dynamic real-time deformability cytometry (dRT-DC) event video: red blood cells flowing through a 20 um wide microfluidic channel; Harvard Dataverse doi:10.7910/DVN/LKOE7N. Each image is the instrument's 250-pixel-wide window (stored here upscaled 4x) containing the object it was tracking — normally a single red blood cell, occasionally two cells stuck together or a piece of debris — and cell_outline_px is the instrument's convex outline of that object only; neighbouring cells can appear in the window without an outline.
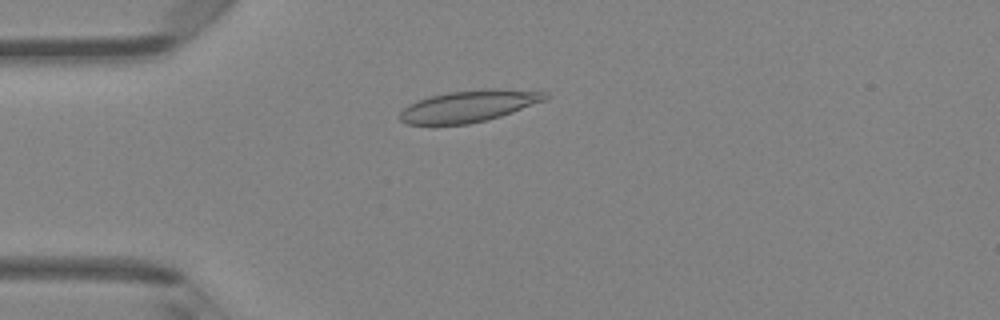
{"species": "Egyptian fruit bat (a non-hibernating species)", "species_latin": "Rousettus aegyptiacus", "temperature_condition": "room temperature", "stored_images_in_passage": 46, "camera_frame_rate_fps": 3000, "um_per_image_px": 0.085, "animal": {"sex": "female"}, "frame": {"image": 1, "passage_image": 11, "time_ms": 3.333, "image_size_px": [1000, 320], "cell_outline_px": [[548, 96], [544, 100], [512, 112], [500, 116], [468, 124], [432, 128], [408, 124], [400, 120], [400, 112], [408, 104], [432, 96], [448, 92], [544, 92]], "centroid_in_image_um": [39.61, 9.14], "position_along_channel_um": 45.4, "area_um2": 25.66}}
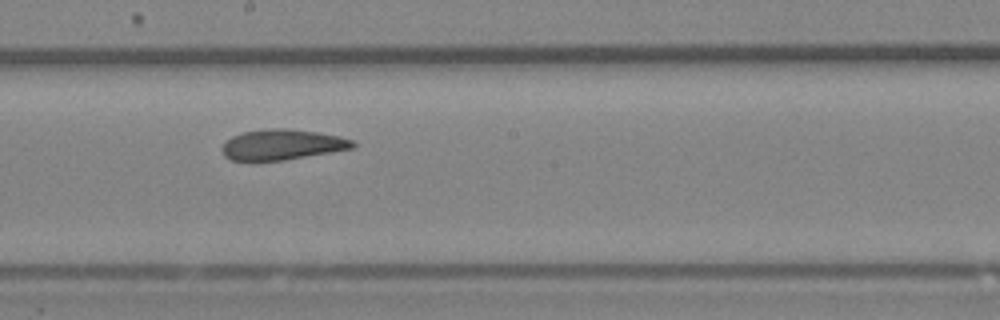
{"frame": {"image": 2, "passage_image": 25, "time_ms": 8.0, "image_size_px": [1000, 320], "cell_outline_px": [[356, 144], [352, 148], [332, 152], [284, 160], [256, 164], [248, 164], [232, 160], [224, 156], [220, 148], [232, 136], [244, 132], [272, 128], [288, 128], [316, 132], [340, 136], [352, 140]], "centroid_in_image_um": [23.91, 12.34], "position_along_channel_um": 224.3, "area_um2": 23.87}}
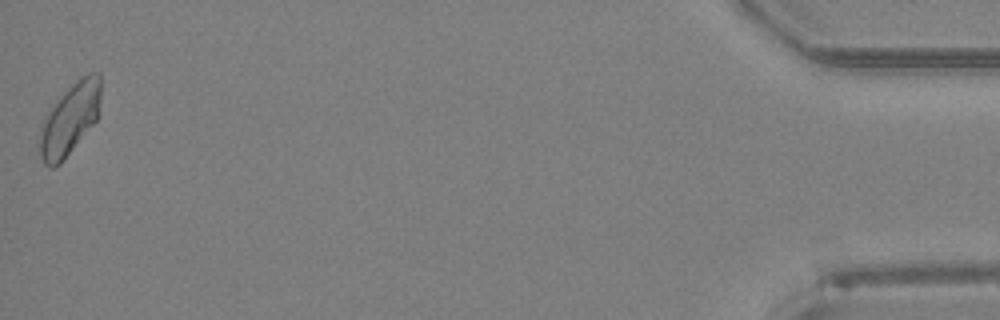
{"frame": {"image": 3, "passage_image": 46, "time_ms": 15.0, "image_size_px": [1000, 320], "cell_outline_px": [[100, 100], [96, 120], [60, 164], [52, 168], [48, 168], [44, 164], [40, 156], [36, 140], [36, 136], [44, 120], [60, 96], [76, 80], [88, 72], [100, 72]], "centroid_in_image_um": [5.89, 10.16], "position_along_channel_um": 429.3, "area_um2": 25.37}, "authors_computed_cell_mechanics": {"area_um2": 24.3338, "velocity_mm_per_s": 4.2605, "shape_relaxation_time_tau1_ms": 7.2896, "shape_relaxation_time_tau2_ms": 0.8515, "deformation_change_tau1": 0.1526, "deformation_change_tau2": 0.0503}}